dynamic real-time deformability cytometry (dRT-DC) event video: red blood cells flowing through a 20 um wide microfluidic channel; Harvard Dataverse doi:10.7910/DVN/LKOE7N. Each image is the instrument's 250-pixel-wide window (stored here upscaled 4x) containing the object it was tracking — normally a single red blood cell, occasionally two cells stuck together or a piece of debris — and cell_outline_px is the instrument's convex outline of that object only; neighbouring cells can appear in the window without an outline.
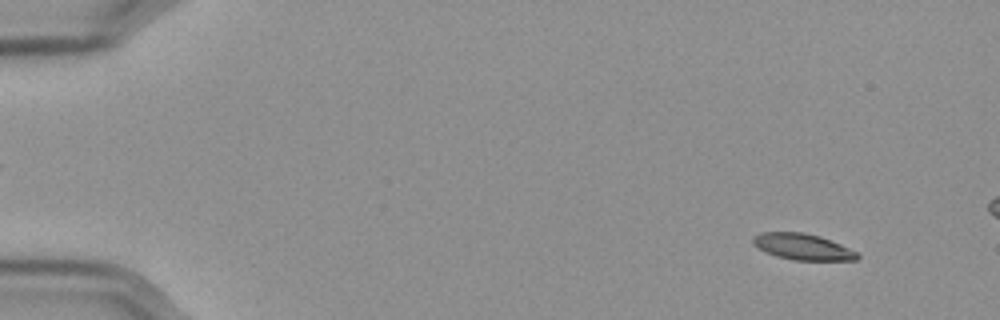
{"species": "Egyptian fruit bat (a non-hibernating species)", "species_latin": "Rousettus aegyptiacus", "temperature_condition": "cold", "stored_images_in_passage": 58, "camera_frame_rate_fps": 3000, "um_per_image_px": 0.085, "frame": {"image": 1, "passage_image": 5, "time_ms": 1.333, "image_size_px": [1000, 320], "cell_outline_px": [[860, 256], [856, 260], [792, 260], [776, 256], [752, 244], [752, 236], [760, 232], [804, 232], [820, 236], [840, 244], [856, 252]], "centroid_in_image_um": [68.2, 20.96], "position_along_channel_um": 16.8, "area_um2": 15.84}}
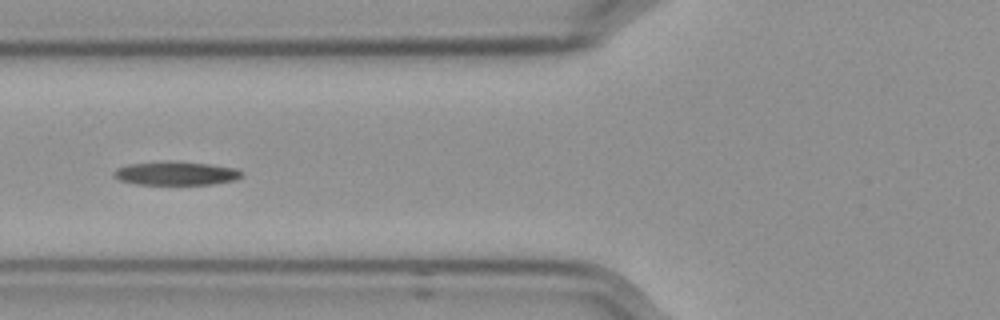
{"frame": {"image": 2, "passage_image": 23, "time_ms": 7.333, "image_size_px": [1000, 320], "cell_outline_px": [[244, 176], [236, 180], [212, 184], [136, 184], [120, 180], [112, 176], [112, 172], [116, 168], [128, 164], [160, 160], [172, 160], [208, 164], [240, 168], [244, 172]], "centroid_in_image_um": [14.97, 14.71], "position_along_channel_um": 110.8, "area_um2": 18.15}}
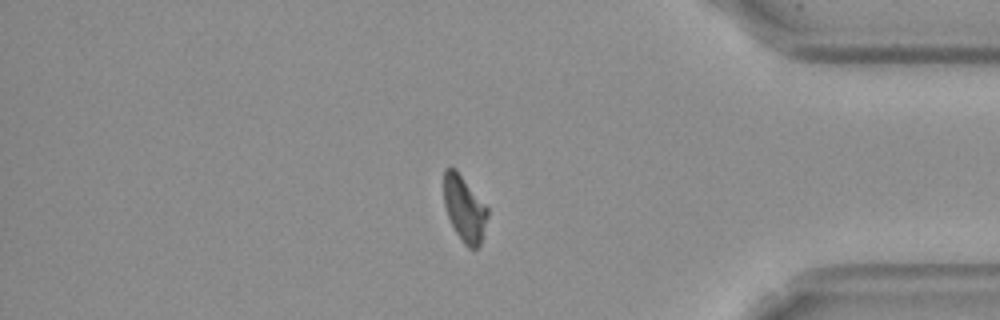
{"frame": {"image": 3, "passage_image": 49, "time_ms": 16.0, "image_size_px": [1000, 320], "cell_outline_px": [[488, 216], [480, 244], [476, 248], [468, 248], [464, 244], [456, 232], [448, 216], [444, 204], [444, 168], [456, 168], [488, 208]], "centroid_in_image_um": [39.47, 17.72], "position_along_channel_um": 395.7, "area_um2": 16.59}, "authors_computed_cell_mechanics": {"area_um2": 16.9643, "velocity_mm_per_s": 3.5597, "shape_relaxation_time_tau1_ms": 9.2311, "shape_relaxation_time_tau2_ms": null, "deformation_change_tau1": 0.2116, "deformation_change_tau2": null}}